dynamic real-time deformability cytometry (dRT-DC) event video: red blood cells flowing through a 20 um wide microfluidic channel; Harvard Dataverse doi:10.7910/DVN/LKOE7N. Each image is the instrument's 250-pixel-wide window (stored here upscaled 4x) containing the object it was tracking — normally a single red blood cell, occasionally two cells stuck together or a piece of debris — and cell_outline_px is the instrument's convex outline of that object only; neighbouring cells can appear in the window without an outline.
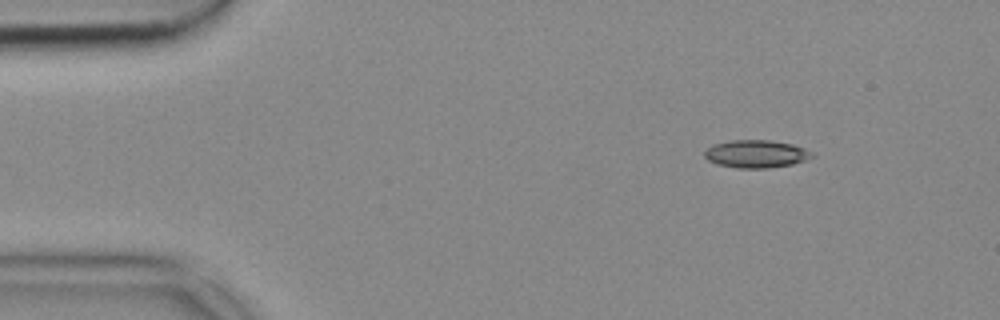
{"species": "common noctule bat (a hibernating species)", "species_latin": "Nyctalus noctula", "temperature_condition": "cold", "stored_images_in_passage": 47, "camera_frame_rate_fps": 3000, "um_per_image_px": 0.085, "animal": {"sex": "female", "body_mass_g": 18.4}, "frame": {"image": 1, "passage_image": 1, "time_ms": 0.0, "image_size_px": [1000, 320], "cell_outline_px": [[816, 156], [792, 164], [768, 168], [736, 168], [716, 164], [708, 160], [704, 156], [704, 152], [712, 144], [728, 140], [768, 140], [792, 144], [804, 148], [812, 152]], "centroid_in_image_um": [64.24, 13.08], "position_along_channel_um": 20.8, "area_um2": 17.46}}
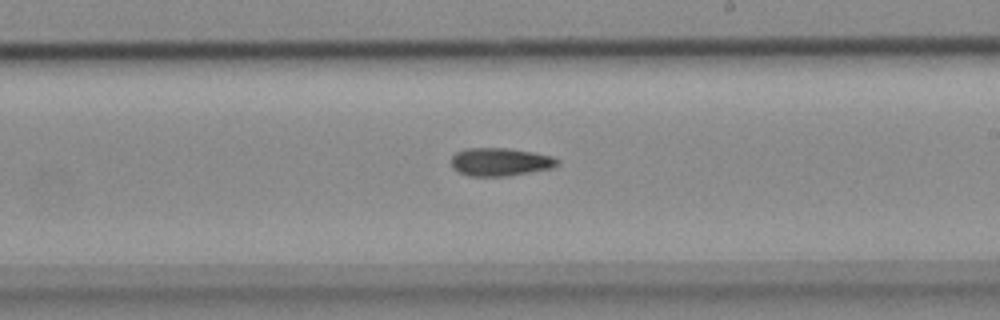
{"frame": {"image": 2, "passage_image": 25, "time_ms": 8.0, "image_size_px": [1000, 320], "cell_outline_px": [[560, 164], [552, 168], [508, 176], [468, 176], [452, 168], [452, 156], [456, 152], [464, 148], [508, 148], [532, 152], [552, 156], [560, 160]], "centroid_in_image_um": [42.53, 13.76], "position_along_channel_um": 246.5, "area_um2": 17.46}}
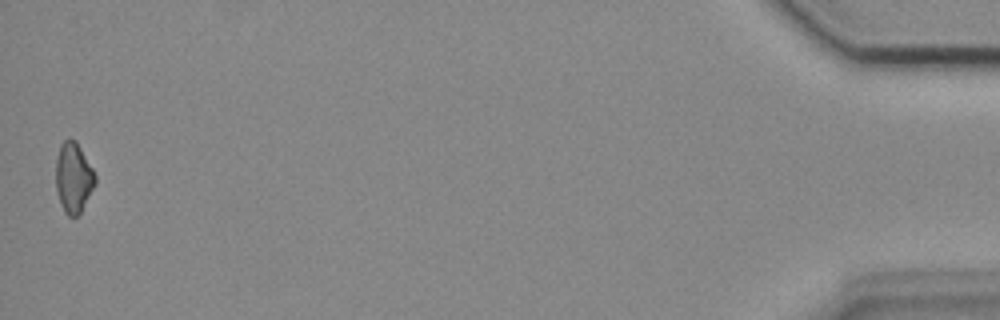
{"frame": {"image": 3, "passage_image": 47, "time_ms": 15.333, "image_size_px": [1000, 320], "cell_outline_px": [[96, 184], [80, 212], [76, 216], [68, 216], [64, 212], [60, 204], [56, 192], [56, 156], [60, 144], [68, 136], [76, 140], [92, 168], [96, 176]], "centroid_in_image_um": [6.23, 15.07], "position_along_channel_um": 429.0, "area_um2": 16.3}}